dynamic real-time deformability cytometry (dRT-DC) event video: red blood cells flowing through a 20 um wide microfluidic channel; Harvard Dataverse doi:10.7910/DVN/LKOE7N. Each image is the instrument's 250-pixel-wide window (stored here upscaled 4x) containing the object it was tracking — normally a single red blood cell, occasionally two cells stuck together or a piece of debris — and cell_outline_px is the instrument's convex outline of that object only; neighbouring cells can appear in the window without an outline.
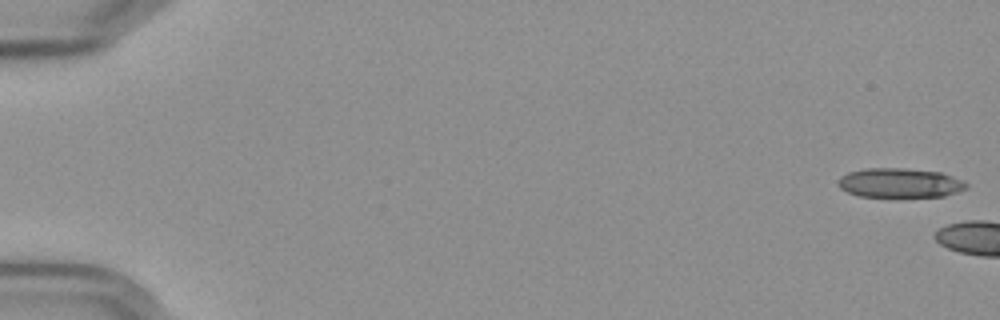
{"species": "Egyptian fruit bat (a non-hibernating species)", "species_latin": "Rousettus aegyptiacus", "temperature_condition": "cold", "stored_images_in_passage": 3, "camera_frame_rate_fps": 3000, "um_per_image_px": 0.085, "frame": {"image": 1, "passage_image": 1, "time_ms": 0.0, "image_size_px": [1000, 320], "cell_outline_px": [[968, 188], [944, 196], [896, 200], [892, 200], [860, 196], [848, 192], [840, 188], [840, 176], [848, 172], [864, 168], [904, 168], [940, 172], [964, 180], [968, 184]], "centroid_in_image_um": [76.51, 15.6], "position_along_channel_um": 8.5, "area_um2": 23.06}}